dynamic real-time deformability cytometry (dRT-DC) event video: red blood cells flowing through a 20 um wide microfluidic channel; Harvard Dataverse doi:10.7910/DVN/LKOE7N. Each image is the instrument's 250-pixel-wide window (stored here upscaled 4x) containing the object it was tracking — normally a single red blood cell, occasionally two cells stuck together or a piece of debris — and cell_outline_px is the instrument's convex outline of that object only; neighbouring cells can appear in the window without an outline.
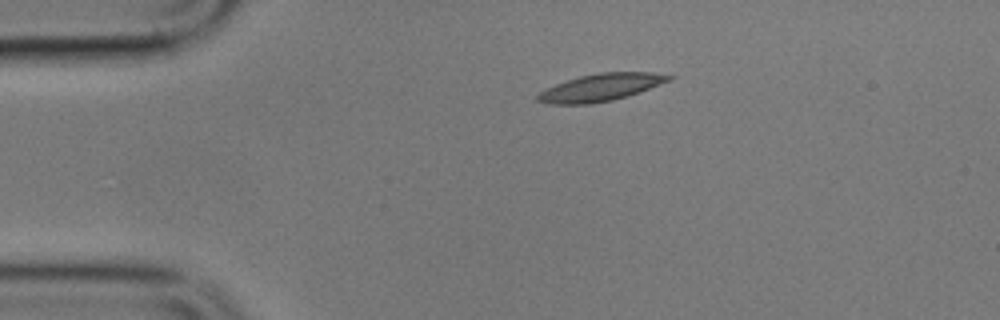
{"species": "common noctule bat (a hibernating species)", "species_latin": "Nyctalus noctula", "temperature_condition": "cold", "stored_images_in_passage": 5, "camera_frame_rate_fps": 3000, "um_per_image_px": 0.085, "animal": {"sex": "male", "body_mass_g": 17.9}, "frame": {"image": 1, "passage_image": 1, "time_ms": 0.0, "image_size_px": [1000, 320], "cell_outline_px": [[676, 76], [672, 80], [640, 92], [628, 96], [612, 100], [592, 104], [552, 104], [536, 100], [536, 96], [540, 92], [556, 84], [580, 76], [600, 72], [652, 72]], "centroid_in_image_um": [51.12, 7.43], "position_along_channel_um": 33.9, "area_um2": 20.87}}
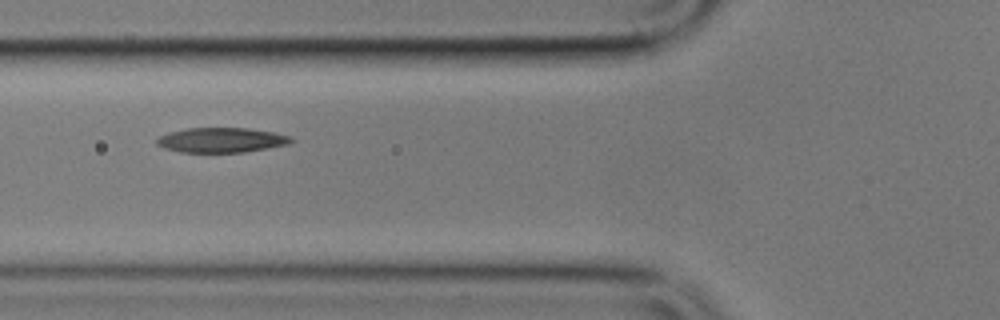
{"frame": {"image": 2, "passage_image": 4, "time_ms": 3.333, "image_size_px": [1000, 320], "cell_outline_px": [[296, 140], [288, 144], [268, 148], [244, 152], [180, 152], [164, 148], [156, 144], [156, 140], [160, 136], [168, 132], [188, 128], [248, 128], [272, 132], [292, 136]], "centroid_in_image_um": [18.83, 11.9], "position_along_channel_um": 107.0, "area_um2": 19.48}}
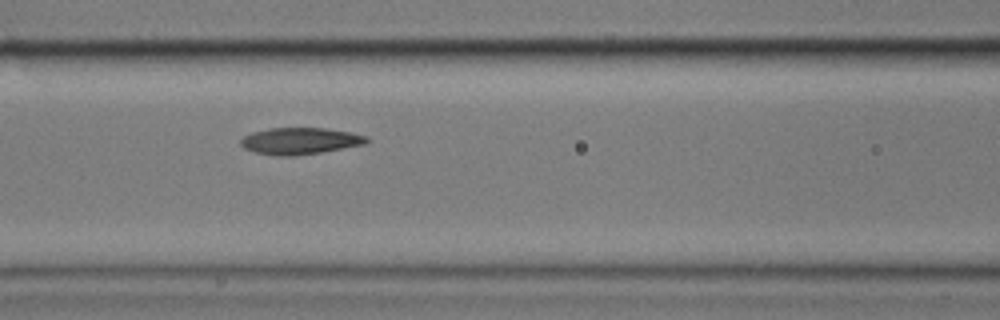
{"frame": {"image": 3, "passage_image": 5, "time_ms": 4.333, "image_size_px": [1000, 320], "cell_outline_px": [[372, 140], [368, 144], [324, 152], [296, 156], [280, 156], [252, 152], [244, 148], [240, 144], [240, 140], [244, 136], [252, 132], [268, 128], [324, 128], [352, 132], [368, 136]], "centroid_in_image_um": [25.56, 11.99], "position_along_channel_um": 141.0, "area_um2": 20.06}}